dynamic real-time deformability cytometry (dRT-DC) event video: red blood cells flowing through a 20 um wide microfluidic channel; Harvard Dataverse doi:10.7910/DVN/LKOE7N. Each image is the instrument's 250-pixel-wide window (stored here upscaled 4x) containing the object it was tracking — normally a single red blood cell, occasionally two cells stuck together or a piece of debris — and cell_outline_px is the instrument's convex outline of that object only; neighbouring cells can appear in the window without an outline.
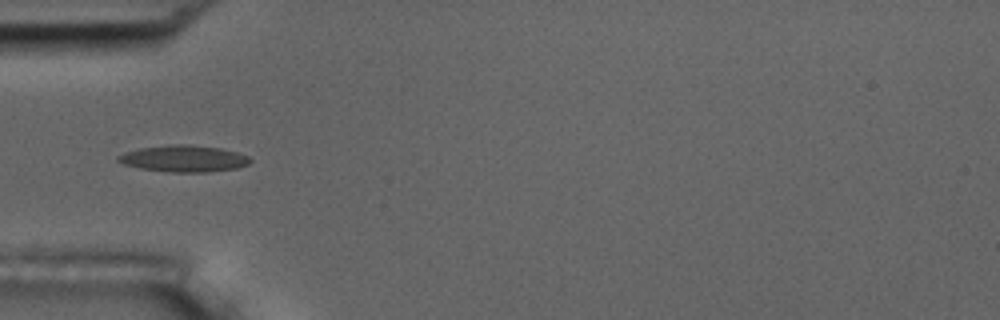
{"species": "common noctule bat (a hibernating species)", "species_latin": "Nyctalus noctula", "temperature_condition": "room temperature", "stored_images_in_passage": 7, "camera_frame_rate_fps": 3000, "um_per_image_px": 0.085, "animal": {"sex": "male", "body_mass_g": 17.5, "forearm_length_mm": 52.3}, "frame": {"image": 1, "passage_image": 5, "time_ms": 4.667, "image_size_px": [1000, 320], "cell_outline_px": [[252, 160], [248, 164], [236, 168], [204, 172], [172, 172], [140, 168], [124, 164], [116, 160], [116, 156], [124, 152], [140, 148], [168, 144], [188, 144], [220, 148], [236, 152], [248, 156]], "centroid_in_image_um": [15.59, 13.47], "position_along_channel_um": 69.4, "area_um2": 20.4}}